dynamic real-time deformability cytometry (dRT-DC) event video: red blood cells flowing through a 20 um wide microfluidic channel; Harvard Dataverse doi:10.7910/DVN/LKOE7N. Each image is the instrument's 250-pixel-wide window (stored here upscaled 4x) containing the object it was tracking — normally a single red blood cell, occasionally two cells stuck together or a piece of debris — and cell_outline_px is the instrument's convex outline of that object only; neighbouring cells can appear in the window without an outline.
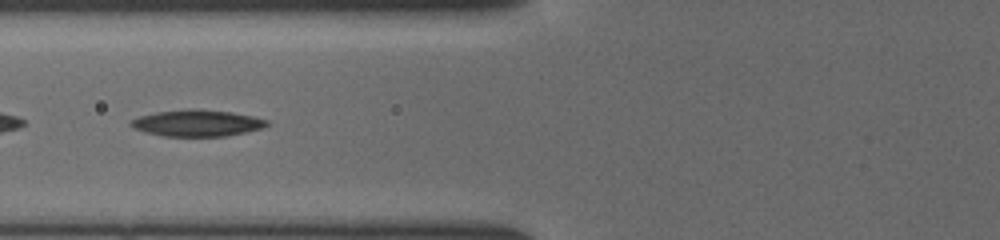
{"species": "common noctule bat (a hibernating species)", "species_latin": "Nyctalus noctula", "temperature_condition": "cold", "stored_images_in_passage": 35, "camera_frame_rate_fps": 3000, "um_per_image_px": 0.085, "animal": {"sex": "female", "body_mass_g": 19.5, "forearm_length_mm": 54.1}, "frame": {"image": 1, "passage_image": 7, "time_ms": 2.0, "image_size_px": [1000, 240], "cell_outline_px": [[272, 124], [260, 128], [244, 132], [224, 136], [164, 136], [144, 132], [132, 128], [128, 124], [132, 120], [140, 116], [156, 112], [188, 108], [196, 108], [232, 112], [252, 116], [268, 120]], "centroid_in_image_um": [16.73, 10.45], "position_along_channel_um": 109.1, "area_um2": 21.1}}
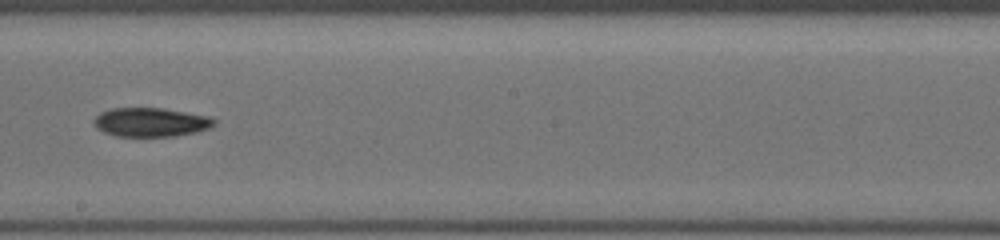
{"frame": {"image": 2, "passage_image": 16, "time_ms": 5.0, "image_size_px": [1000, 240], "cell_outline_px": [[216, 124], [208, 128], [196, 132], [172, 136], [116, 136], [104, 132], [96, 128], [92, 120], [100, 112], [112, 108], [160, 108], [212, 116], [216, 120]], "centroid_in_image_um": [12.82, 10.38], "position_along_channel_um": 235.4, "area_um2": 20.35}}
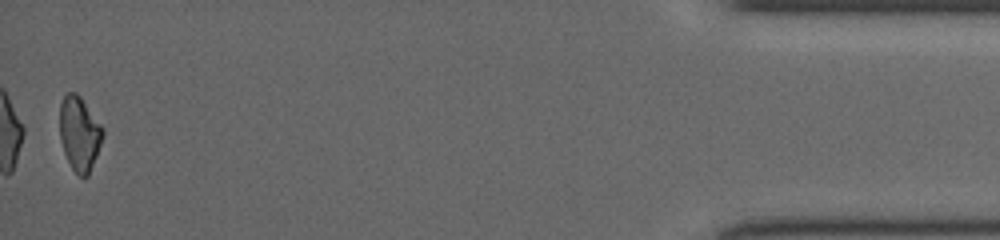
{"frame": {"image": 3, "passage_image": 35, "time_ms": 11.333, "image_size_px": [1000, 240], "cell_outline_px": [[104, 136], [88, 176], [80, 176], [72, 168], [64, 152], [60, 140], [60, 104], [64, 96], [68, 92], [76, 92], [80, 96], [104, 128]], "centroid_in_image_um": [6.76, 11.33], "position_along_channel_um": 428.4, "area_um2": 18.55}}